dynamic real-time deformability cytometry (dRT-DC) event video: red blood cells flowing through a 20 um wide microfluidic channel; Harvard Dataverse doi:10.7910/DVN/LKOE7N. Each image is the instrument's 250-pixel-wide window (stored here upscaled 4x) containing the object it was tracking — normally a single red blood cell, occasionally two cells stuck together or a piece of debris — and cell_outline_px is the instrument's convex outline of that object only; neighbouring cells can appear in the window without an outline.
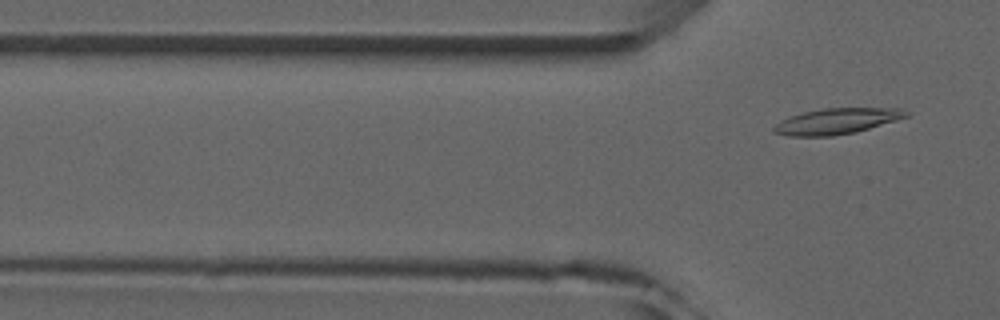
{"species": "common noctule bat (a hibernating species)", "species_latin": "Nyctalus noctula", "temperature_condition": "room temperature", "stored_images_in_passage": 6, "camera_frame_rate_fps": 3000, "um_per_image_px": 0.085, "animal": {"sex": "male", "forearm_length_mm": 52.5}, "frame": {"image": 1, "passage_image": 6, "time_ms": 6.0, "image_size_px": [1000, 320], "cell_outline_px": [[912, 112], [908, 116], [896, 120], [856, 132], [832, 136], [788, 136], [772, 132], [772, 128], [780, 120], [788, 116], [804, 112], [824, 108], [904, 108]], "centroid_in_image_um": [71.12, 10.29], "position_along_channel_um": 54.7, "area_um2": 20.06}}